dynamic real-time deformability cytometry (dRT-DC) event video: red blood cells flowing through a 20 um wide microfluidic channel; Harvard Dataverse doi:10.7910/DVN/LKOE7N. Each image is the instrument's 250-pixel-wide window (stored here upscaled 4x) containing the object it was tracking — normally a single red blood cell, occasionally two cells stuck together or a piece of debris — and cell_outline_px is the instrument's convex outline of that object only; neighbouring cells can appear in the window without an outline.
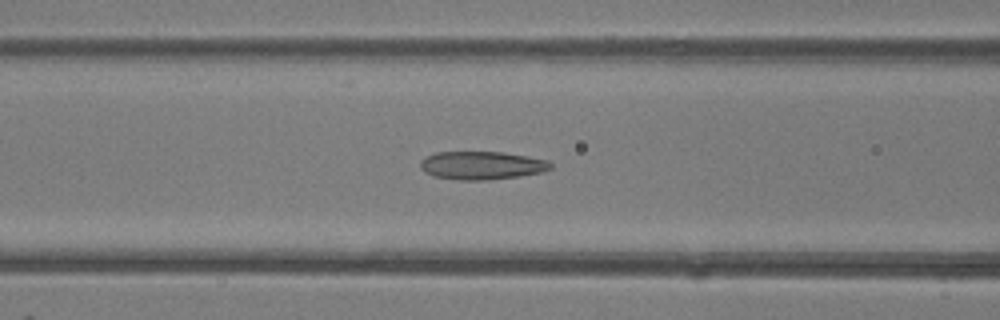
{"species": "common noctule bat (a hibernating species)", "species_latin": "Nyctalus noctula", "temperature_condition": "room temperature", "stored_images_in_passage": 33, "camera_frame_rate_fps": 3000, "um_per_image_px": 0.085, "animal": {"sex": "female"}, "frame": {"image": 1, "passage_image": 13, "time_ms": 4.0, "image_size_px": [1000, 320], "cell_outline_px": [[552, 168], [544, 172], [520, 176], [488, 180], [460, 180], [432, 176], [424, 172], [420, 168], [420, 160], [436, 152], [504, 152], [528, 156], [548, 160], [552, 164]], "centroid_in_image_um": [40.97, 14.06], "position_along_channel_um": 125.6, "area_um2": 21.62}}
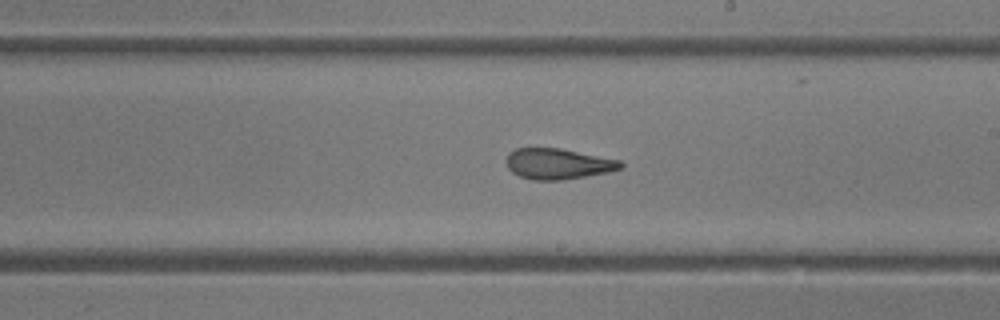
{"frame": {"image": 2, "passage_image": 21, "time_ms": 6.667, "image_size_px": [1000, 320], "cell_outline_px": [[624, 168], [608, 172], [564, 180], [532, 180], [520, 176], [512, 172], [508, 168], [504, 160], [508, 152], [516, 148], [560, 148], [620, 160], [624, 164]], "centroid_in_image_um": [47.41, 13.92], "position_along_channel_um": 241.6, "area_um2": 20.69}}
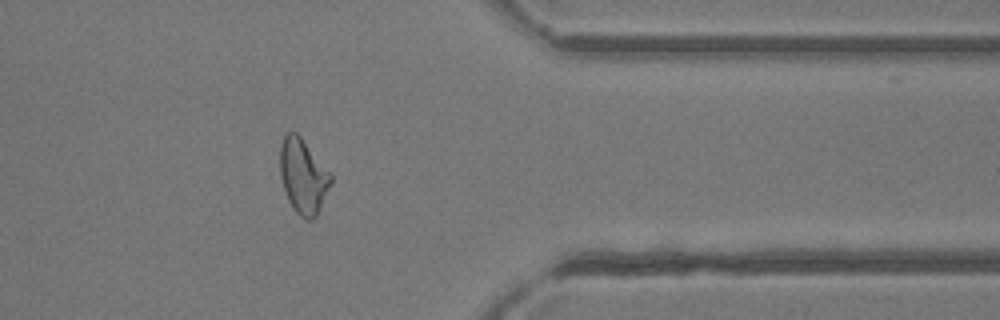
{"frame": {"image": 3, "passage_image": 32, "time_ms": 10.333, "image_size_px": [1000, 320], "cell_outline_px": [[332, 184], [316, 216], [312, 220], [304, 220], [292, 208], [288, 200], [280, 176], [280, 144], [284, 136], [288, 132], [296, 132], [300, 136], [332, 176]], "centroid_in_image_um": [25.76, 15.01], "position_along_channel_um": 385.6, "area_um2": 21.96}}